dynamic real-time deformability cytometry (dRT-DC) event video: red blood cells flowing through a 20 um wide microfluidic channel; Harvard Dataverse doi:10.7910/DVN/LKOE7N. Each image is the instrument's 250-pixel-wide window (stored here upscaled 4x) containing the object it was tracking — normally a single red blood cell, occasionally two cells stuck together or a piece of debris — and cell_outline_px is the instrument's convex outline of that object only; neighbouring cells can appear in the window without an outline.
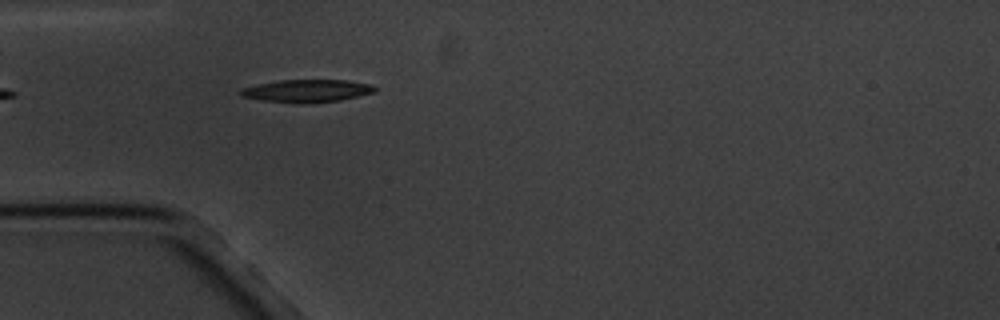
{"species": "common noctule bat (a hibernating species)", "species_latin": "Nyctalus noctula", "temperature_condition": "cold", "stored_images_in_passage": 5, "camera_frame_rate_fps": 3000, "um_per_image_px": 0.085, "animal": {"sex": "male", "body_mass_g": 20.1, "forearm_length_mm": 53.5}, "frame": {"image": 1, "passage_image": 5, "time_ms": 5.333, "image_size_px": [1000, 320], "cell_outline_px": [[376, 92], [340, 100], [304, 104], [296, 104], [260, 100], [240, 96], [236, 92], [240, 88], [280, 80], [348, 80], [372, 84], [376, 88]], "centroid_in_image_um": [26.06, 7.73], "position_along_channel_um": 58.9, "area_um2": 18.03}}